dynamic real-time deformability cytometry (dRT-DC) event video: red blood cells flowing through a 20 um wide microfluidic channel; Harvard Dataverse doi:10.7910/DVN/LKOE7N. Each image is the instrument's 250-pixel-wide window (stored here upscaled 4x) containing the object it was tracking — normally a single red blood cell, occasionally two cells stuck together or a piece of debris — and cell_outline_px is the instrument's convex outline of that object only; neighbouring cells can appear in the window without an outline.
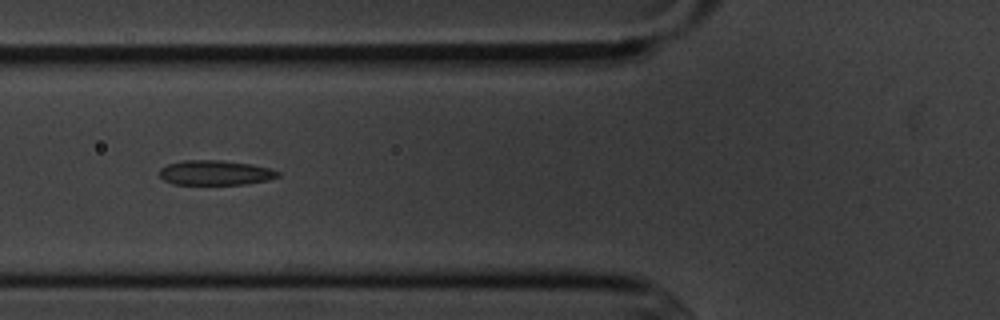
{"species": "common noctule bat (a hibernating species)", "species_latin": "Nyctalus noctula", "temperature_condition": "cold", "stored_images_in_passage": 6, "camera_frame_rate_fps": 3000, "um_per_image_px": 0.085, "animal": {"sex": "male", "body_mass_g": 20.1, "forearm_length_mm": 53.5}, "frame": {"image": 1, "passage_image": 5, "time_ms": 4.667, "image_size_px": [1000, 320], "cell_outline_px": [[280, 176], [268, 180], [244, 184], [172, 184], [164, 180], [160, 176], [160, 168], [168, 164], [184, 160], [220, 160], [252, 164], [268, 168], [280, 172]], "centroid_in_image_um": [18.3, 14.68], "position_along_channel_um": 107.5, "area_um2": 17.05}}
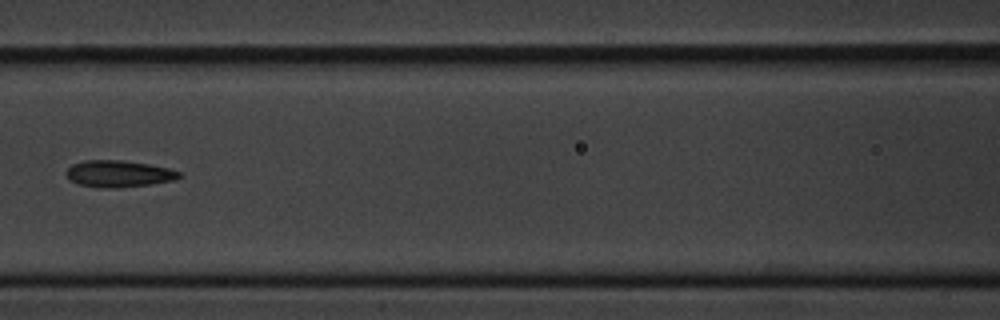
{"frame": {"image": 2, "passage_image": 6, "time_ms": 6.0, "image_size_px": [1000, 320], "cell_outline_px": [[184, 176], [172, 180], [148, 184], [120, 188], [96, 188], [76, 184], [68, 180], [64, 172], [72, 164], [84, 160], [120, 160], [148, 164], [168, 168], [180, 172]], "centroid_in_image_um": [10.01, 14.78], "position_along_channel_um": 156.6, "area_um2": 17.8}}